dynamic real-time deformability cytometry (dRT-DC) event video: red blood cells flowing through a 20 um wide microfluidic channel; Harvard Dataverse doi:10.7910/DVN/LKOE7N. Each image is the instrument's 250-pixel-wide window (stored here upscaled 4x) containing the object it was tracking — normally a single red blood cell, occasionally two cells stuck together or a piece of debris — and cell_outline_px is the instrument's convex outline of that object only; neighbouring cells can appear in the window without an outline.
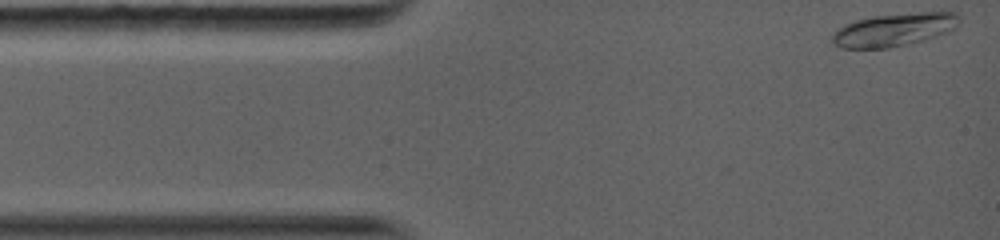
{"species": "common noctule bat (a hibernating species)", "species_latin": "Nyctalus noctula", "temperature_condition": "warm", "stored_images_in_passage": 51, "camera_frame_rate_fps": 5000, "um_per_image_px": 0.085, "animal": {"sex": "female", "body_mass_g": 19.0, "forearm_length_mm": 56.7}, "frame": {"image": 1, "passage_image": 1, "time_ms": 0.0, "image_size_px": [1000, 240], "cell_outline_px": [[960, 20], [956, 28], [948, 32], [924, 40], [908, 44], [888, 48], [840, 48], [832, 44], [832, 36], [836, 28], [844, 24], [856, 20], [876, 16], [920, 12], [956, 12], [960, 16]], "centroid_in_image_um": [75.99, 2.53], "position_along_channel_um": 9.0, "area_um2": 24.57}}
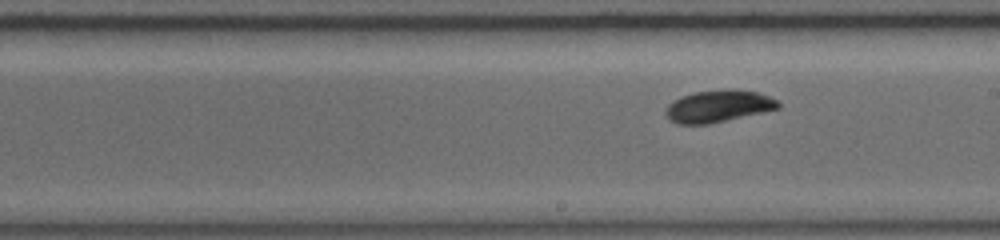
{"frame": {"image": 2, "passage_image": 22, "time_ms": 7.0, "image_size_px": [1000, 240], "cell_outline_px": [[780, 108], [708, 124], [676, 124], [668, 120], [664, 112], [668, 104], [672, 100], [680, 96], [692, 92], [728, 88], [736, 88], [756, 92], [768, 96], [776, 100], [780, 104]], "centroid_in_image_um": [60.99, 9.01], "position_along_channel_um": 228.0, "area_um2": 21.27}}
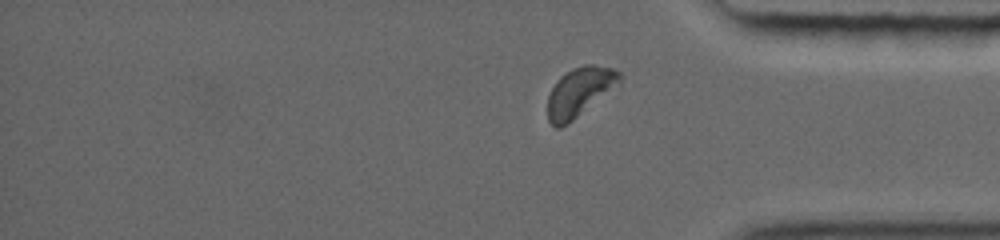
{"frame": {"image": 3, "passage_image": 43, "time_ms": 11.0, "image_size_px": [1000, 240], "cell_outline_px": [[624, 76], [620, 80], [572, 120], [560, 128], [556, 128], [548, 120], [548, 96], [556, 80], [560, 76], [572, 68], [584, 64], [592, 64], [612, 68], [620, 72]], "centroid_in_image_um": [49.2, 7.77], "position_along_channel_um": 386.0, "area_um2": 19.83}, "authors_computed_cell_mechanics": {"area_um2": 20.7502, "velocity_mm_per_s": 4.0965, "shape_relaxation_time_tau1_ms": 7.9723, "shape_relaxation_time_tau2_ms": null, "deformation_change_tau1": 0.2653, "deformation_change_tau2": null}}